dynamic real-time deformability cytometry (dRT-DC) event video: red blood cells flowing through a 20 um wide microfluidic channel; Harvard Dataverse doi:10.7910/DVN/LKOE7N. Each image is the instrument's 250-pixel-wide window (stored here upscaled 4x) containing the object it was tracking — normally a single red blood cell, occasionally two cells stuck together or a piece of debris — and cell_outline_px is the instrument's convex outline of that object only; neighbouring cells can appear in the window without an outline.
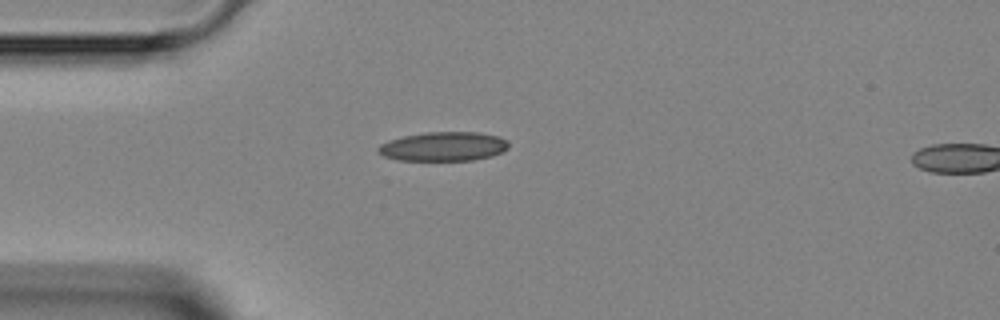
{"species": "Egyptian fruit bat (a non-hibernating species)", "species_latin": "Rousettus aegyptiacus", "temperature_condition": "room temperature", "stored_images_in_passage": 3, "camera_frame_rate_fps": 3000, "um_per_image_px": 0.085, "animal": {"sex": "female"}, "frame": {"image": 1, "passage_image": 1, "time_ms": 0.0, "image_size_px": [1000, 320], "cell_outline_px": [[508, 148], [492, 156], [472, 160], [396, 160], [384, 156], [376, 152], [376, 148], [380, 144], [404, 136], [424, 132], [476, 132], [500, 136], [508, 140]], "centroid_in_image_um": [37.69, 12.45], "position_along_channel_um": 47.3, "area_um2": 22.2}}